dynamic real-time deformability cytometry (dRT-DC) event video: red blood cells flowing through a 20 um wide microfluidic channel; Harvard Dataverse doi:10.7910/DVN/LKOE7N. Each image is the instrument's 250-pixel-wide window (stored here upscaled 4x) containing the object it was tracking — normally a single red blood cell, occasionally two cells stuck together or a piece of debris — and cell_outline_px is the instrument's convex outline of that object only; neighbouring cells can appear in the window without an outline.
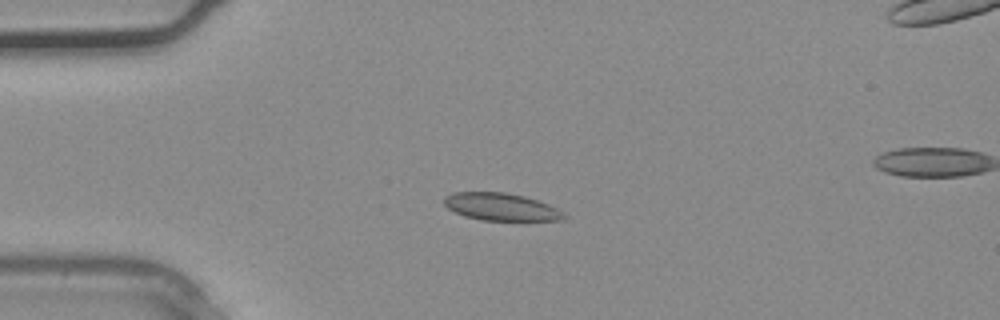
{"species": "common noctule bat (a hibernating species)", "species_latin": "Nyctalus noctula", "temperature_condition": "warm", "stored_images_in_passage": 2, "camera_frame_rate_fps": 3000, "um_per_image_px": 0.085, "animal": {"sex": "male", "body_mass_g": 20.4}, "frame": {"image": 1, "passage_image": 1, "time_ms": 0.0, "image_size_px": [1000, 320], "cell_outline_px": [[568, 216], [564, 220], [480, 220], [464, 216], [448, 208], [444, 204], [444, 196], [452, 192], [504, 192], [524, 196], [548, 204], [564, 212]], "centroid_in_image_um": [42.58, 17.58], "position_along_channel_um": 42.4, "area_um2": 19.19}}